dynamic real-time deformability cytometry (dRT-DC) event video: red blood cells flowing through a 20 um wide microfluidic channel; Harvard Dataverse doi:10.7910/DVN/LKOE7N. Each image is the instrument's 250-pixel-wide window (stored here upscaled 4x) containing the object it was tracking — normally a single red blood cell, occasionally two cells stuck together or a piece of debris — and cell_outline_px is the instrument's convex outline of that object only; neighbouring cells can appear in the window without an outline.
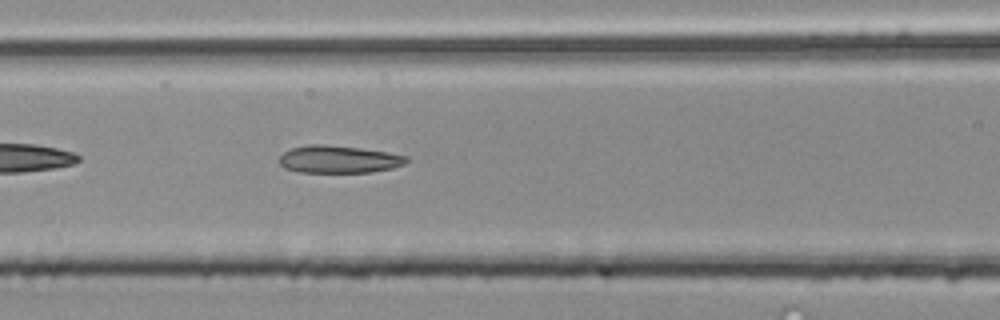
{"species": "common noctule bat (a hibernating species)", "species_latin": "Nyctalus noctula", "temperature_condition": "room temperature", "stored_images_in_passage": 37, "camera_frame_rate_fps": 3000, "um_per_image_px": 0.085, "animal": {"sex": "male", "body_mass_g": 20.4}, "frame": {"image": 1, "passage_image": 7, "time_ms": 2.0, "image_size_px": [1000, 320], "cell_outline_px": [[408, 160], [404, 164], [392, 168], [372, 172], [300, 172], [284, 168], [280, 164], [280, 156], [284, 152], [292, 148], [308, 144], [324, 144], [360, 148], [388, 152], [408, 156]], "centroid_in_image_um": [28.8, 13.54], "position_along_channel_um": 137.8, "area_um2": 20.35}}
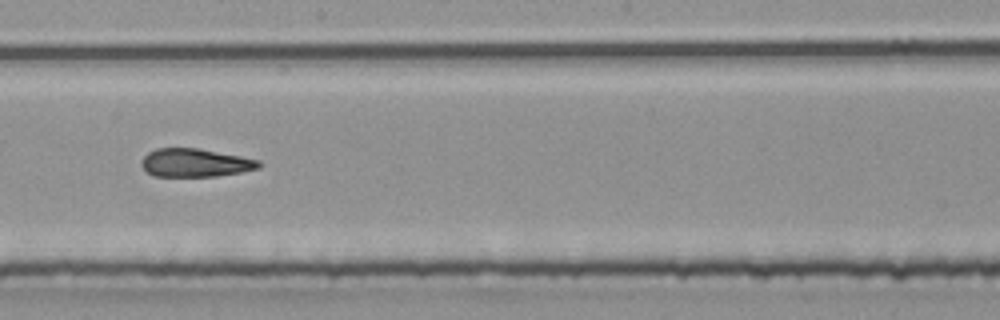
{"frame": {"image": 2, "passage_image": 14, "time_ms": 4.333, "image_size_px": [1000, 320], "cell_outline_px": [[260, 168], [240, 172], [216, 176], [152, 176], [140, 164], [140, 160], [148, 152], [156, 148], [196, 148], [240, 156], [260, 160]], "centroid_in_image_um": [16.56, 13.83], "position_along_channel_um": 231.6, "area_um2": 19.25}}
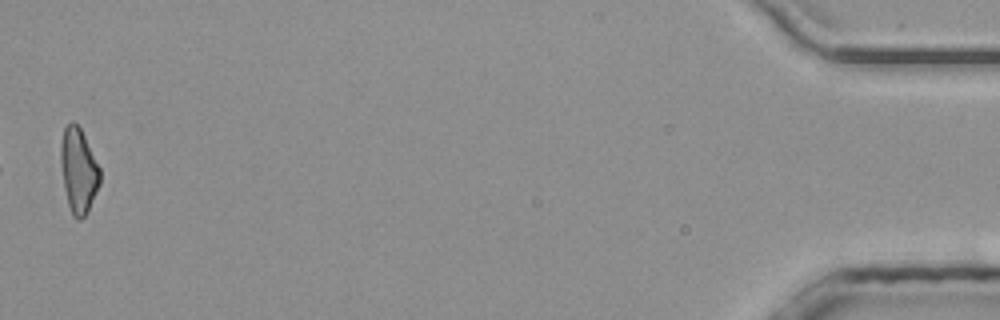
{"frame": {"image": 3, "passage_image": 36, "time_ms": 11.667, "image_size_px": [1000, 320], "cell_outline_px": [[100, 184], [88, 212], [80, 220], [76, 220], [72, 216], [68, 204], [64, 188], [60, 160], [60, 144], [64, 128], [72, 120], [80, 128], [100, 168]], "centroid_in_image_um": [6.67, 14.53], "position_along_channel_um": 428.5, "area_um2": 19.42}, "authors_computed_cell_mechanics": {"area_um2": 19.8254, "velocity_mm_per_s": 4.0309, "shape_relaxation_time_tau1_ms": null, "shape_relaxation_time_tau2_ms": 3.0267, "deformation_change_tau1": null, "deformation_change_tau2": 0.1265}}